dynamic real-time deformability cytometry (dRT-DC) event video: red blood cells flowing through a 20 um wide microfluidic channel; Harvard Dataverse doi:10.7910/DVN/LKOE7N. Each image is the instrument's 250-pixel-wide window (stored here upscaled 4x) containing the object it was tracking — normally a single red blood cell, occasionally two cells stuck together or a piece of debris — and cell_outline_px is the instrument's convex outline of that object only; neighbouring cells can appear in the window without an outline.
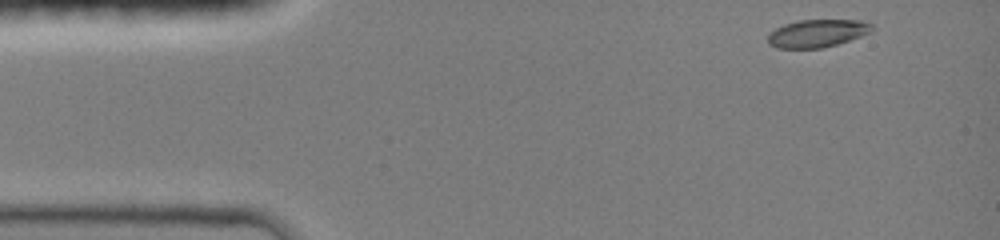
{"species": "common noctule bat (a hibernating species)", "species_latin": "Nyctalus noctula", "temperature_condition": "room temperature", "stored_images_in_passage": 11, "camera_frame_rate_fps": 3000, "um_per_image_px": 0.085, "animal": {"sex": "female", "body_mass_g": 19.0, "forearm_length_mm": 51.5}, "frame": {"image": 1, "passage_image": 1, "time_ms": 0.0, "image_size_px": [1000, 240], "cell_outline_px": [[876, 28], [872, 32], [836, 44], [820, 48], [776, 48], [768, 44], [768, 36], [776, 28], [784, 24], [800, 20], [860, 20], [872, 24]], "centroid_in_image_um": [69.49, 2.83], "position_along_channel_um": 15.5, "area_um2": 16.76}}
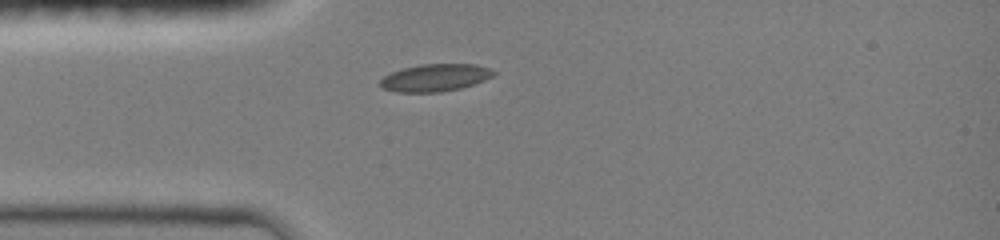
{"frame": {"image": 2, "passage_image": 10, "time_ms": 2.667, "image_size_px": [1000, 240], "cell_outline_px": [[496, 72], [492, 76], [484, 80], [460, 88], [440, 92], [396, 92], [384, 88], [380, 84], [380, 80], [384, 76], [392, 72], [404, 68], [420, 64], [476, 64], [488, 68]], "centroid_in_image_um": [36.98, 6.6], "position_along_channel_um": 48.0, "area_um2": 17.86}}